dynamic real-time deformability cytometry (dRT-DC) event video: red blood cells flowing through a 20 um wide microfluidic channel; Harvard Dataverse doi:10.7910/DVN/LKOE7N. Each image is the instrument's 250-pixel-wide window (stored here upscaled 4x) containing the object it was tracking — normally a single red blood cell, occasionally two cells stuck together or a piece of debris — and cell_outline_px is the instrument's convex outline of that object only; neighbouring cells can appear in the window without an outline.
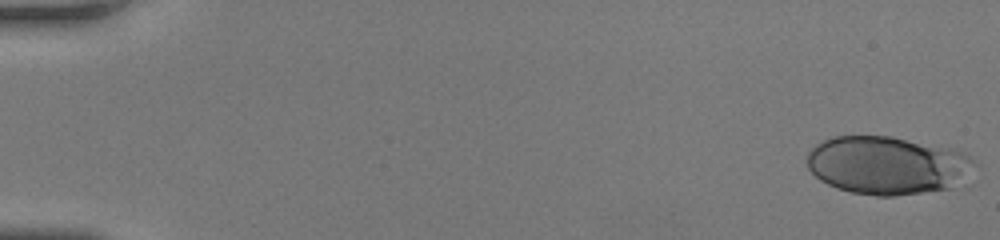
{"species": "human", "species_latin": "Homo sapiens", "temperature_condition": "room temperature", "stored_images_in_passage": 49, "camera_frame_rate_fps": 3000, "um_per_image_px": 0.085, "donor": {"sex": "female"}, "frame": {"image": 1, "passage_image": 1, "time_ms": 0.0, "image_size_px": [1000, 240], "cell_outline_px": [[980, 168], [948, 188], [896, 196], [876, 196], [852, 192], [836, 188], [820, 180], [808, 168], [808, 152], [816, 144], [832, 136], [892, 136], [952, 148], [964, 152], [980, 164]], "centroid_in_image_um": [75.47, 14.04], "position_along_channel_um": 9.5, "area_um2": 57.05}}
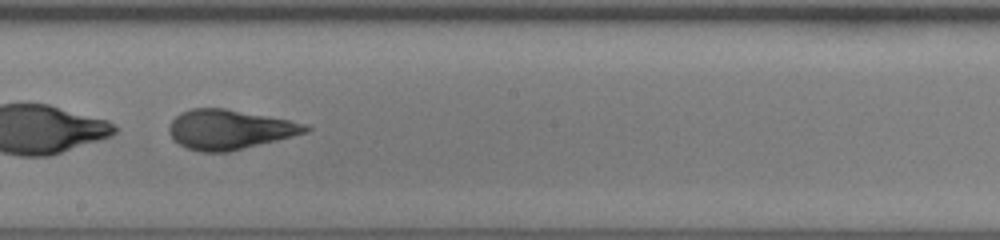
{"frame": {"image": 2, "passage_image": 30, "time_ms": 9.667, "image_size_px": [1000, 240], "cell_outline_px": [[312, 128], [308, 132], [228, 152], [200, 152], [188, 148], [172, 140], [168, 132], [168, 128], [172, 120], [180, 112], [192, 108], [224, 108], [288, 120], [308, 124]], "centroid_in_image_um": [19.47, 11.0], "position_along_channel_um": 228.7, "area_um2": 31.39}}
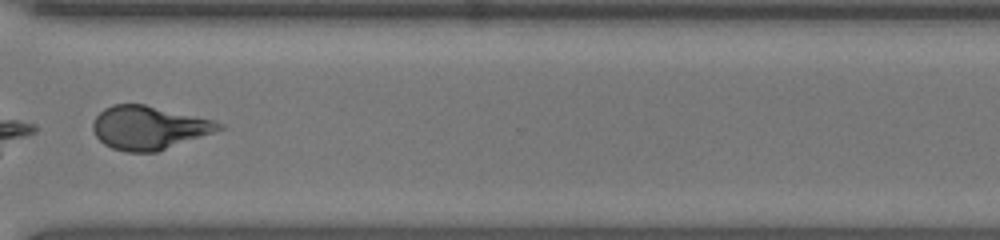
{"frame": {"image": 3, "passage_image": 39, "time_ms": 12.667, "image_size_px": [1000, 240], "cell_outline_px": [[224, 128], [156, 152], [128, 152], [112, 148], [104, 144], [96, 136], [92, 128], [92, 124], [96, 116], [104, 108], [112, 104], [144, 104], [212, 120], [224, 124]], "centroid_in_image_um": [12.61, 10.85], "position_along_channel_um": 358.0, "area_um2": 31.5}}